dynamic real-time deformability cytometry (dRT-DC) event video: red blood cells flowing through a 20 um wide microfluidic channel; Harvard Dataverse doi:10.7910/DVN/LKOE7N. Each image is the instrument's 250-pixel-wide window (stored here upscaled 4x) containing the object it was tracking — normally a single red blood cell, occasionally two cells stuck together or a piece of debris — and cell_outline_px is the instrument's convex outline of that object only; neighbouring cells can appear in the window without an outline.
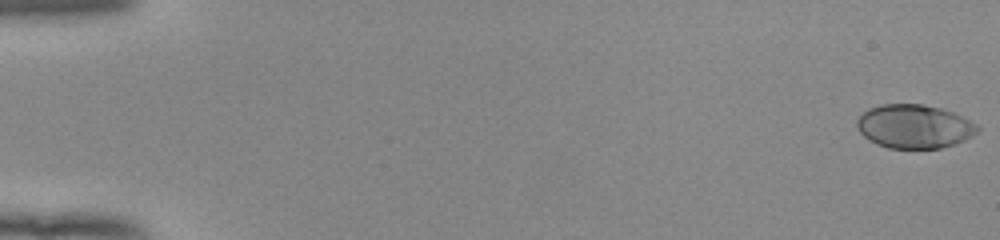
{"species": "human", "species_latin": "Homo sapiens", "temperature_condition": "room temperature", "stored_images_in_passage": 54, "camera_frame_rate_fps": 3000, "um_per_image_px": 0.085, "donor": {"sex": "female"}, "frame": {"image": 1, "passage_image": 1, "time_ms": 0.0, "image_size_px": [1000, 240], "cell_outline_px": [[980, 128], [972, 136], [964, 140], [940, 148], [888, 148], [876, 144], [868, 140], [860, 132], [856, 124], [856, 120], [868, 108], [880, 104], [920, 104], [940, 108], [952, 112], [976, 124]], "centroid_in_image_um": [77.67, 10.74], "position_along_channel_um": 7.3, "area_um2": 30.52}}
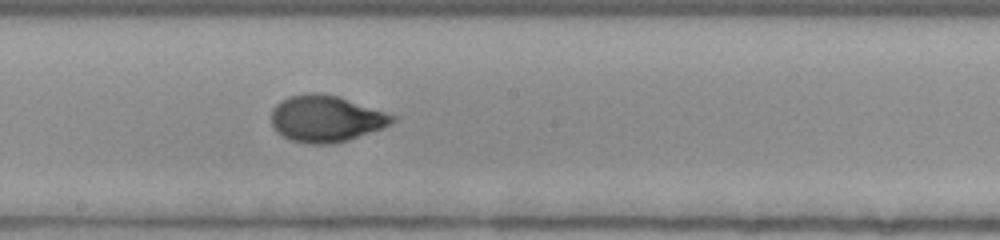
{"frame": {"image": 2, "passage_image": 31, "time_ms": 10.0, "image_size_px": [1000, 240], "cell_outline_px": [[396, 120], [392, 124], [348, 140], [332, 144], [308, 144], [292, 140], [276, 132], [272, 124], [272, 108], [280, 100], [288, 96], [312, 92], [316, 92], [336, 96], [396, 116]], "centroid_in_image_um": [27.67, 10.09], "position_along_channel_um": 220.5, "area_um2": 32.54}}
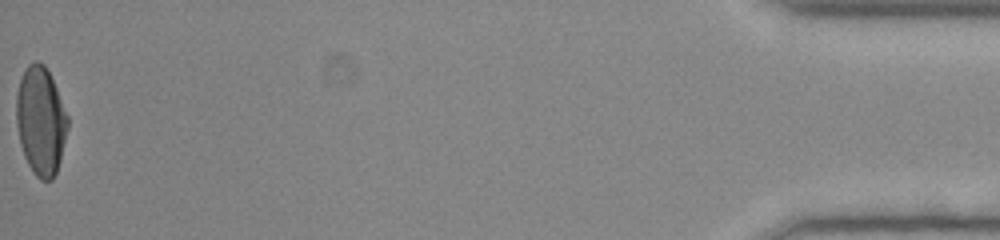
{"frame": {"image": 3, "passage_image": 54, "time_ms": 17.667, "image_size_px": [1000, 240], "cell_outline_px": [[68, 128], [60, 160], [56, 172], [52, 180], [40, 180], [32, 172], [24, 156], [20, 144], [16, 124], [16, 96], [20, 80], [24, 68], [28, 64], [36, 60], [44, 64], [56, 88], [68, 116]], "centroid_in_image_um": [3.45, 10.28], "position_along_channel_um": 431.8, "area_um2": 32.48}, "authors_computed_cell_mechanics": {"area_um2": 31.7033, "velocity_mm_per_s": 3.9536, "shape_relaxation_time_tau1_ms": 4.4407, "shape_relaxation_time_tau2_ms": null, "deformation_change_tau1": 0.21, "deformation_change_tau2": null}}